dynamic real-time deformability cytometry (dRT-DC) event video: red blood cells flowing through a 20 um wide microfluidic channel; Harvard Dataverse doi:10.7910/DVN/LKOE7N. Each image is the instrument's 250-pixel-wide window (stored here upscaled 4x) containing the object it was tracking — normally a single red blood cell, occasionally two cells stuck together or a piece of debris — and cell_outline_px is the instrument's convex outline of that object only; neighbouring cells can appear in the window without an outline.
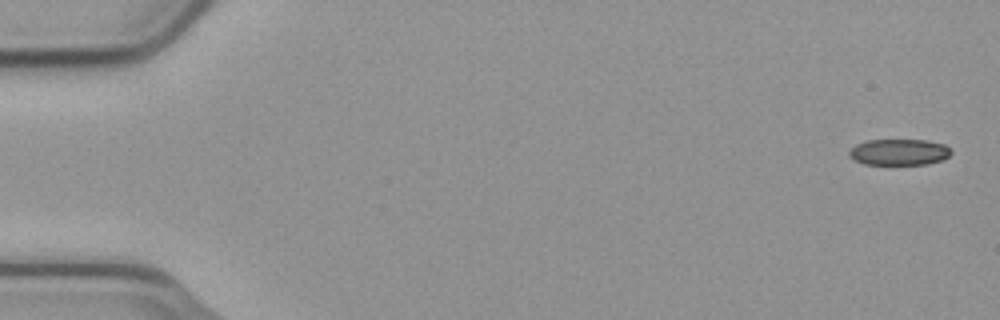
{"species": "common noctule bat (a hibernating species)", "species_latin": "Nyctalus noctula", "temperature_condition": "cold", "stored_images_in_passage": 55, "camera_frame_rate_fps": 3000, "um_per_image_px": 0.085, "animal": {"sex": "male", "body_mass_g": 23.1, "forearm_length_mm": 52.7}, "frame": {"image": 1, "passage_image": 1, "time_ms": 0.0, "image_size_px": [1000, 320], "cell_outline_px": [[952, 152], [948, 156], [940, 160], [928, 164], [864, 164], [848, 156], [848, 152], [856, 144], [868, 140], [928, 140], [944, 144], [952, 148]], "centroid_in_image_um": [76.44, 12.92], "position_along_channel_um": 8.6, "area_um2": 15.55}}
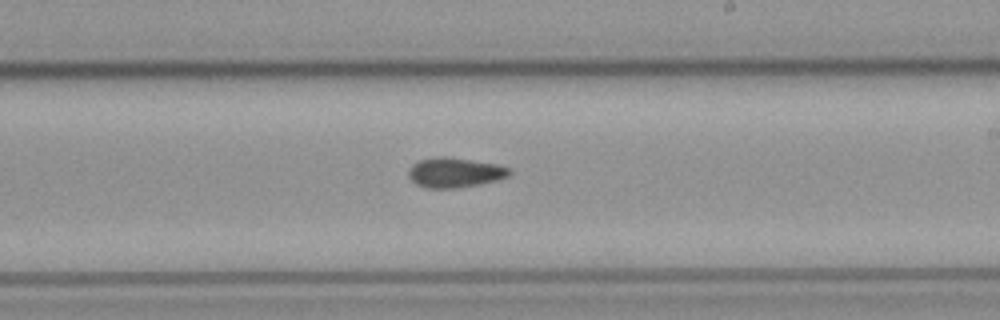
{"frame": {"image": 2, "passage_image": 32, "time_ms": 10.333, "image_size_px": [1000, 320], "cell_outline_px": [[512, 172], [508, 176], [496, 180], [476, 184], [452, 188], [428, 188], [416, 184], [408, 176], [408, 172], [412, 164], [420, 160], [440, 156], [444, 156], [472, 160], [496, 164], [508, 168]], "centroid_in_image_um": [38.63, 14.66], "position_along_channel_um": 250.4, "area_um2": 17.22}}
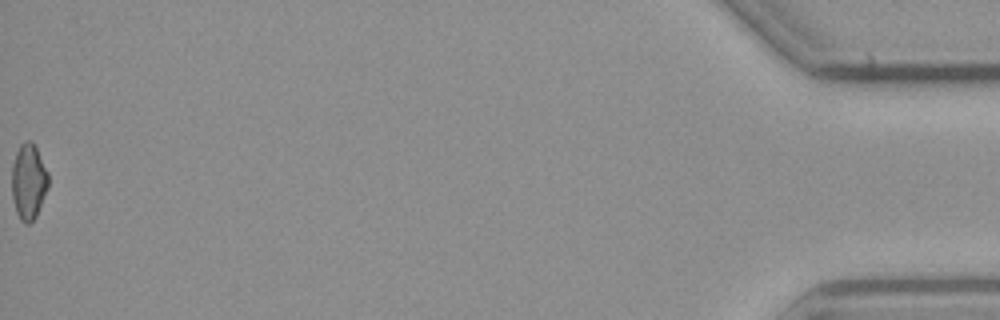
{"frame": {"image": 3, "passage_image": 55, "time_ms": 18.0, "image_size_px": [1000, 320], "cell_outline_px": [[48, 188], [36, 216], [28, 224], [24, 224], [20, 220], [16, 212], [12, 196], [12, 164], [16, 152], [20, 144], [24, 140], [32, 140], [48, 172]], "centroid_in_image_um": [2.42, 15.42], "position_along_channel_um": 432.8, "area_um2": 16.18}, "authors_computed_cell_mechanics": {"area_um2": 16.9354, "velocity_mm_per_s": 3.7562, "shape_relaxation_time_tau1_ms": null, "shape_relaxation_time_tau2_ms": 4.6513, "deformation_change_tau1": null, "deformation_change_tau2": 0.1061}}